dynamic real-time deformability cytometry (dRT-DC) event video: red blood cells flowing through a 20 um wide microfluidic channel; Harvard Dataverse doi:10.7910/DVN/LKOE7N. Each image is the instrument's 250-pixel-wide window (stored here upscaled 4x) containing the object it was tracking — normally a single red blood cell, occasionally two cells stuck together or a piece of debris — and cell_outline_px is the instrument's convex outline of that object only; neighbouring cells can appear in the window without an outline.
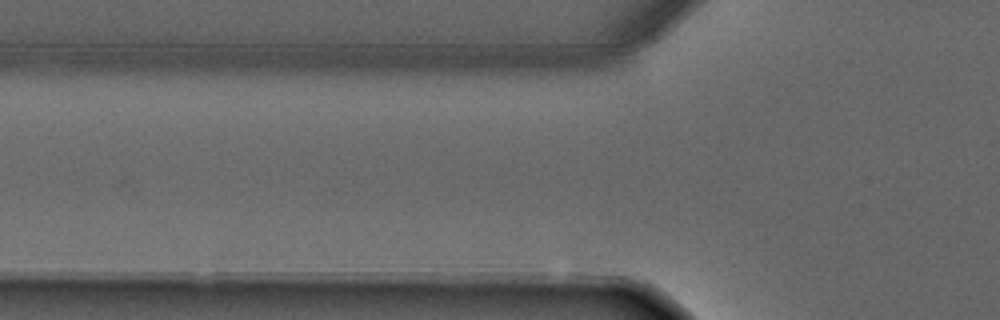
{"species": "common noctule bat (a hibernating species)", "species_latin": "Nyctalus noctula", "temperature_condition": "warm", "stored_images_in_passage": 4, "camera_frame_rate_fps": 3000, "um_per_image_px": 0.085, "animal": {"sex": "male", "forearm_length_mm": 52.5}, "frame": {"image": 1, "passage_image": 4, "time_ms": 4.0, "image_size_px": [1000, 320], "cell_outline_px": [[528, 200], [520, 204], [484, 208], [440, 208], [412, 204], [404, 192], [404, 188], [412, 176], [516, 164], [520, 168], [528, 184]], "centroid_in_image_um": [39.92, 16.0], "position_along_channel_um": 85.9, "area_um2": 31.27}}